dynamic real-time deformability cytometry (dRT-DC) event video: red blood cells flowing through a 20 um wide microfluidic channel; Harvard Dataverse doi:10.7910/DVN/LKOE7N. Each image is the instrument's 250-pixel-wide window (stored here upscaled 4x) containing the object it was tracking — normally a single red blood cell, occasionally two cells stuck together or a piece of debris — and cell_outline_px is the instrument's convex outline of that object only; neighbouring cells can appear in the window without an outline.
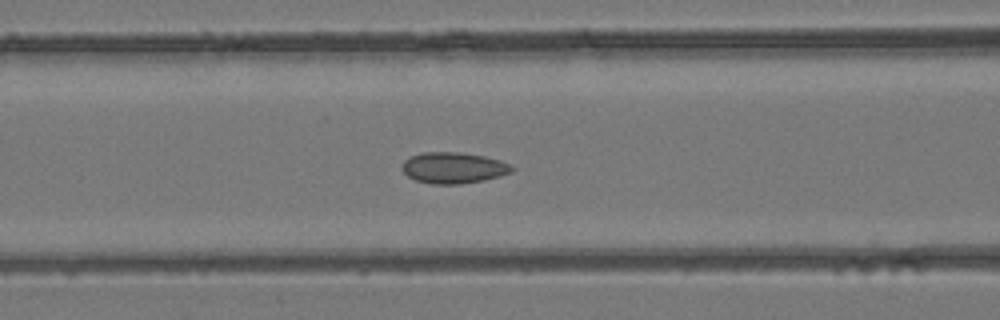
{"species": "common noctule bat (a hibernating species)", "species_latin": "Nyctalus noctula", "temperature_condition": "room temperature", "stored_images_in_passage": 39, "camera_frame_rate_fps": 3000, "um_per_image_px": 0.085, "animal": {"sex": "female", "body_mass_g": 24.6, "forearm_length_mm": 56.2}, "frame": {"image": 1, "passage_image": 17, "time_ms": 5.333, "image_size_px": [1000, 320], "cell_outline_px": [[516, 168], [512, 172], [500, 176], [484, 180], [460, 184], [432, 184], [416, 180], [408, 176], [400, 168], [404, 160], [420, 152], [460, 152], [484, 156], [508, 164]], "centroid_in_image_um": [38.52, 14.26], "position_along_channel_um": 128.1, "area_um2": 19.88}}
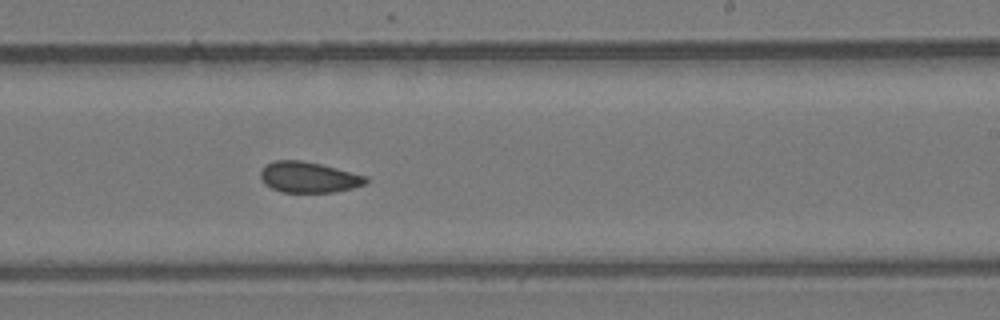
{"frame": {"image": 2, "passage_image": 26, "time_ms": 8.333, "image_size_px": [1000, 320], "cell_outline_px": [[368, 180], [364, 184], [352, 188], [332, 192], [280, 192], [264, 184], [260, 176], [260, 172], [272, 160], [300, 160], [320, 164], [368, 176]], "centroid_in_image_um": [26.22, 15.06], "position_along_channel_um": 262.8, "area_um2": 18.79}}
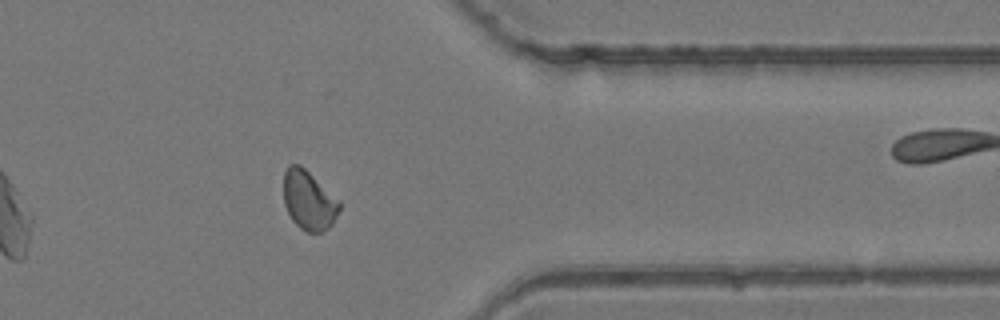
{"frame": {"image": 3, "passage_image": 35, "time_ms": 11.333, "image_size_px": [1000, 320], "cell_outline_px": [[340, 208], [332, 224], [328, 228], [320, 232], [308, 232], [300, 228], [292, 220], [284, 204], [284, 172], [288, 164], [300, 164], [340, 200]], "centroid_in_image_um": [26.24, 17.01], "position_along_channel_um": 385.2, "area_um2": 19.25}}